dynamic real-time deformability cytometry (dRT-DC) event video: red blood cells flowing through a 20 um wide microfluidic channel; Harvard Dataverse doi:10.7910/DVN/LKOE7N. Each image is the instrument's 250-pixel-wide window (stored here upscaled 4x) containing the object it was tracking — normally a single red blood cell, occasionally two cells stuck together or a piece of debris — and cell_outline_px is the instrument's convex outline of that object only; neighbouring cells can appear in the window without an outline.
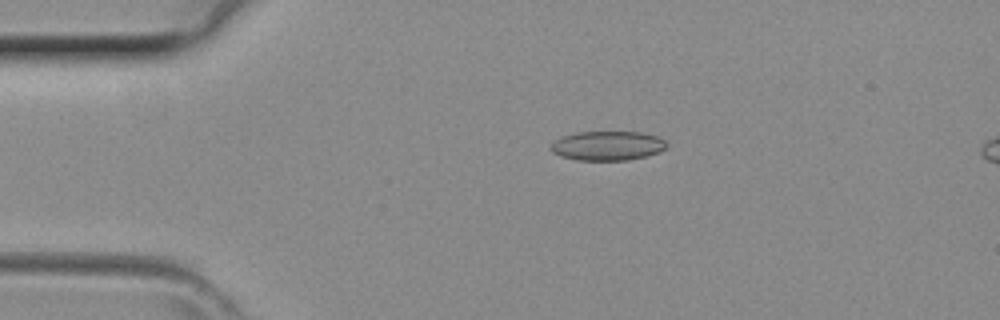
{"species": "common noctule bat (a hibernating species)", "species_latin": "Nyctalus noctula", "temperature_condition": "room temperature", "stored_images_in_passage": 7, "camera_frame_rate_fps": 3000, "um_per_image_px": 0.085, "animal": {"sex": "female", "body_mass_g": 29.2, "forearm_length_mm": 56.3}, "frame": {"image": 1, "passage_image": 3, "time_ms": 0.667, "image_size_px": [1000, 320], "cell_outline_px": [[668, 144], [660, 152], [628, 160], [576, 160], [560, 156], [552, 152], [552, 144], [560, 136], [576, 132], [644, 132], [660, 136]], "centroid_in_image_um": [51.66, 12.38], "position_along_channel_um": 33.3, "area_um2": 19.88}}